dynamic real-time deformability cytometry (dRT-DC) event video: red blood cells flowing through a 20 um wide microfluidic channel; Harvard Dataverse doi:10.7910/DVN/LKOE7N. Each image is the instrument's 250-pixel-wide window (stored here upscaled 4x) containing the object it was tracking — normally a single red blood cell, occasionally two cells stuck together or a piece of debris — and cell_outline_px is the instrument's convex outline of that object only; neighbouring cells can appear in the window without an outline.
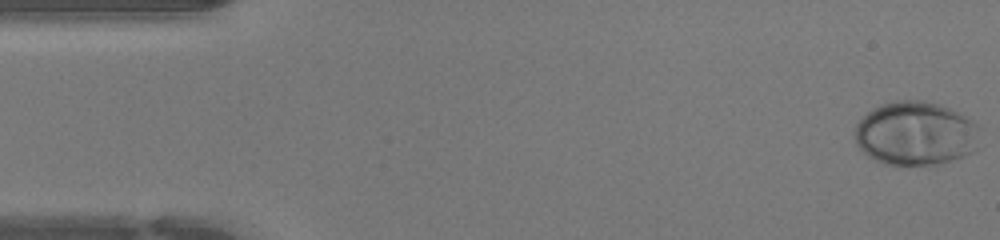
{"species": "human", "species_latin": "Homo sapiens", "temperature_condition": "warm", "stored_images_in_passage": 47, "camera_frame_rate_fps": 3000, "um_per_image_px": 0.085, "donor": {"sex": "female"}, "frame": {"image": 1, "passage_image": 1, "time_ms": 0.0, "image_size_px": [1000, 240], "cell_outline_px": [[984, 128], [976, 152], [964, 156], [936, 164], [896, 168], [880, 164], [868, 156], [856, 144], [856, 124], [872, 108], [880, 104], [896, 100], [924, 100], [940, 104], [976, 120]], "centroid_in_image_um": [77.9, 11.37], "position_along_channel_um": 7.1, "area_um2": 48.21}}
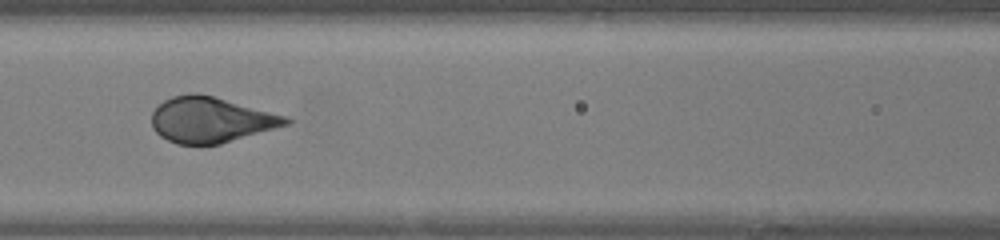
{"frame": {"image": 2, "passage_image": 20, "time_ms": 6.333, "image_size_px": [1000, 240], "cell_outline_px": [[292, 120], [288, 124], [220, 144], [176, 144], [160, 136], [152, 128], [152, 112], [164, 100], [172, 96], [192, 92], [196, 92], [212, 96], [288, 116]], "centroid_in_image_um": [17.89, 10.18], "position_along_channel_um": 148.7, "area_um2": 35.37}}
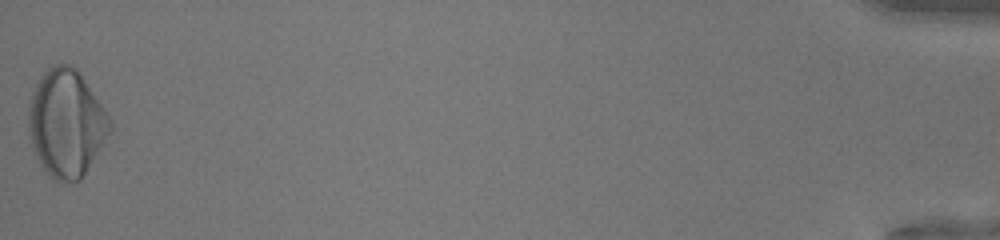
{"frame": {"image": 3, "passage_image": 47, "time_ms": 15.333, "image_size_px": [1000, 240], "cell_outline_px": [[112, 128], [80, 180], [56, 180], [48, 176], [44, 172], [32, 148], [28, 136], [28, 104], [32, 92], [40, 76], [52, 64], [68, 64], [76, 68], [80, 72], [112, 120]], "centroid_in_image_um": [5.6, 10.44], "position_along_channel_um": 429.6, "area_um2": 50.92}, "authors_computed_cell_mechanics": {"area_um2": 39.3618, "velocity_mm_per_s": 4.287, "shape_relaxation_time_tau1_ms": 3.0333, "shape_relaxation_time_tau2_ms": null, "deformation_change_tau1": 0.2105, "deformation_change_tau2": null}}